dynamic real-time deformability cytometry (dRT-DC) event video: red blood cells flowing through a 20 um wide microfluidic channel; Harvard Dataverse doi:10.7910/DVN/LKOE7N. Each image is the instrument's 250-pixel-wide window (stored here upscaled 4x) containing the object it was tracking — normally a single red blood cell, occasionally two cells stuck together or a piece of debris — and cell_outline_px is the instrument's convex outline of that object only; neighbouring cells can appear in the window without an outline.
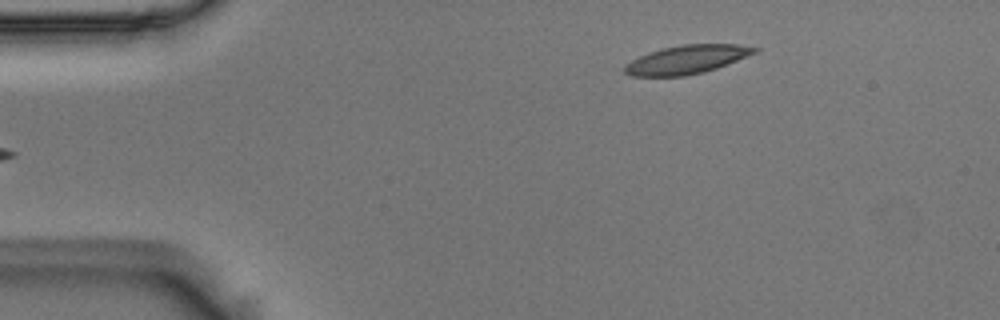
{"species": "Egyptian fruit bat (a non-hibernating species)", "species_latin": "Rousettus aegyptiacus", "temperature_condition": "room temperature", "stored_images_in_passage": 47, "camera_frame_rate_fps": 3000, "um_per_image_px": 0.085, "animal": {"sex": "male"}, "frame": {"image": 1, "passage_image": 1, "time_ms": 0.0, "image_size_px": [1000, 320], "cell_outline_px": [[760, 48], [756, 52], [728, 64], [704, 72], [684, 76], [632, 76], [624, 72], [624, 64], [648, 52], [664, 48], [684, 44], [736, 44]], "centroid_in_image_um": [58.36, 5.06], "position_along_channel_um": 26.6, "area_um2": 21.5}}
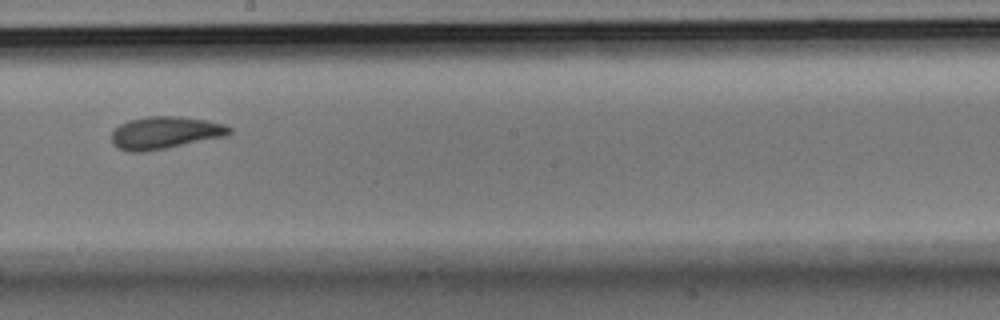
{"frame": {"image": 2, "passage_image": 23, "time_ms": 7.333, "image_size_px": [1000, 320], "cell_outline_px": [[232, 132], [228, 136], [168, 148], [144, 152], [128, 152], [116, 148], [112, 144], [112, 132], [120, 124], [128, 120], [148, 116], [180, 116], [204, 120], [224, 124], [232, 128]], "centroid_in_image_um": [14.03, 11.29], "position_along_channel_um": 234.2, "area_um2": 22.54}}
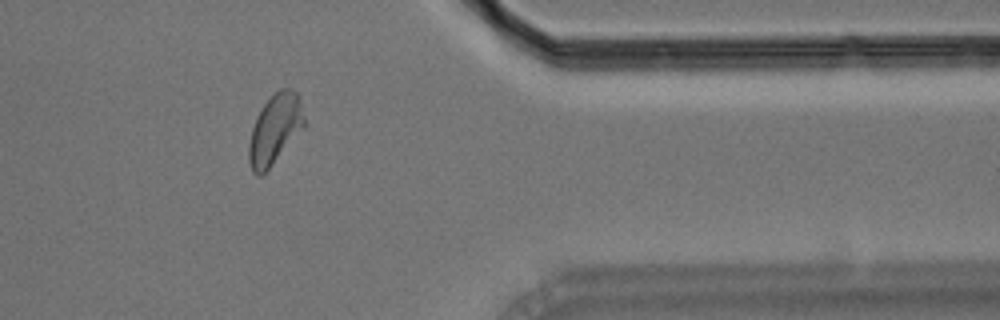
{"frame": {"image": 3, "passage_image": 37, "time_ms": 12.0, "image_size_px": [1000, 320], "cell_outline_px": [[304, 128], [272, 164], [260, 176], [256, 176], [252, 172], [248, 160], [248, 144], [252, 128], [256, 116], [260, 108], [280, 88], [292, 88], [300, 96], [304, 116]], "centroid_in_image_um": [23.36, 10.97], "position_along_channel_um": 388.0, "area_um2": 22.54}, "authors_computed_cell_mechanics": {"area_um2": 21.9062, "velocity_mm_per_s": 3.6681, "shape_relaxation_time_tau1_ms": 5.0464, "shape_relaxation_time_tau2_ms": 3.5075, "deformation_change_tau1": 0.1398, "deformation_change_tau2": 0.0909}}